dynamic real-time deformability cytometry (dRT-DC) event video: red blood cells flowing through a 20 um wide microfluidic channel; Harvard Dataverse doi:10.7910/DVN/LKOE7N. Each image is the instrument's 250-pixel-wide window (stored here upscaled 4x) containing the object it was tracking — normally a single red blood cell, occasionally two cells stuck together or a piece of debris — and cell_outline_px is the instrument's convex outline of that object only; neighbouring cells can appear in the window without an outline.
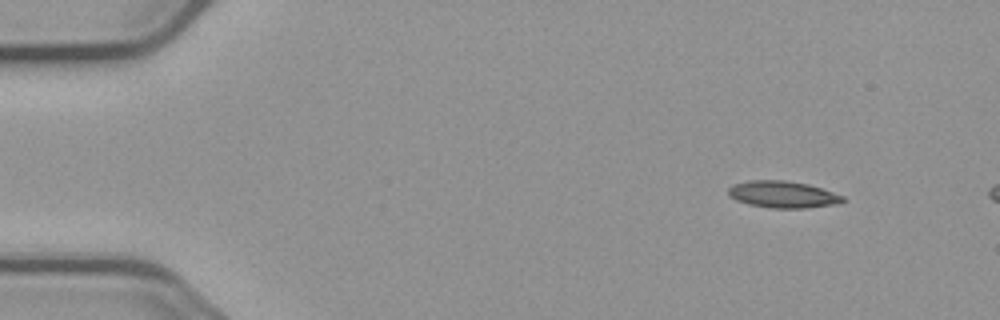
{"species": "common noctule bat (a hibernating species)", "species_latin": "Nyctalus noctula", "temperature_condition": "cold", "stored_images_in_passage": 3, "camera_frame_rate_fps": 3000, "um_per_image_px": 0.085, "animal": {"sex": "male", "body_mass_g": 23.1, "forearm_length_mm": 52.7}, "frame": {"image": 1, "passage_image": 1, "time_ms": 0.0, "image_size_px": [1000, 320], "cell_outline_px": [[844, 200], [840, 204], [804, 208], [772, 208], [748, 204], [736, 200], [728, 196], [728, 188], [732, 184], [748, 180], [784, 180], [808, 184], [844, 196]], "centroid_in_image_um": [66.51, 16.52], "position_along_channel_um": 18.5, "area_um2": 17.98}}